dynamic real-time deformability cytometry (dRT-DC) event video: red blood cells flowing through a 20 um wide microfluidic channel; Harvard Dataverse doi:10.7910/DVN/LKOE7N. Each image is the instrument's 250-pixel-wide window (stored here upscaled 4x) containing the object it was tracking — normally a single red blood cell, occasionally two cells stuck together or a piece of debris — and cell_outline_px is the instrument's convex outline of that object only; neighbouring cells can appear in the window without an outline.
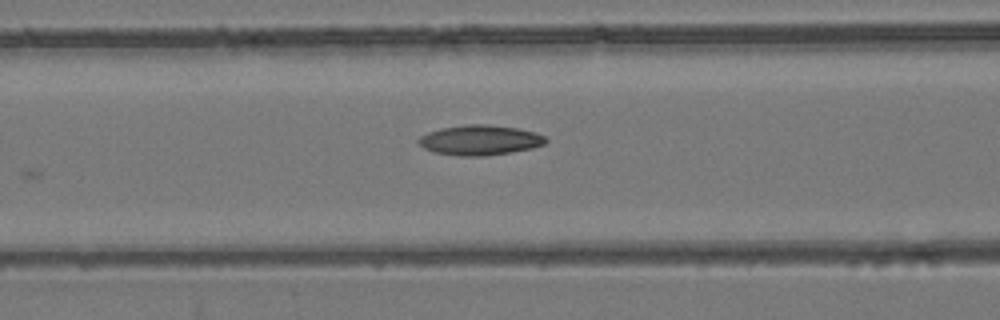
{"species": "common noctule bat (a hibernating species)", "species_latin": "Nyctalus noctula", "temperature_condition": "room temperature", "stored_images_in_passage": 7, "segment_of_instrument_passage": [1, 2], "camera_frame_rate_fps": 3000, "um_per_image_px": 0.085, "animal": {"sex": "female", "body_mass_g": 24.6, "forearm_length_mm": 56.2}, "frame": {"image": 1, "passage_image": 6, "time_ms": 1.667, "image_size_px": [1000, 320], "cell_outline_px": [[548, 140], [544, 144], [532, 148], [512, 152], [484, 156], [460, 156], [432, 152], [424, 148], [416, 140], [420, 136], [428, 132], [440, 128], [464, 124], [488, 124], [516, 128], [536, 132], [544, 136]], "centroid_in_image_um": [40.77, 11.91], "position_along_channel_um": 125.8, "area_um2": 22.43}}